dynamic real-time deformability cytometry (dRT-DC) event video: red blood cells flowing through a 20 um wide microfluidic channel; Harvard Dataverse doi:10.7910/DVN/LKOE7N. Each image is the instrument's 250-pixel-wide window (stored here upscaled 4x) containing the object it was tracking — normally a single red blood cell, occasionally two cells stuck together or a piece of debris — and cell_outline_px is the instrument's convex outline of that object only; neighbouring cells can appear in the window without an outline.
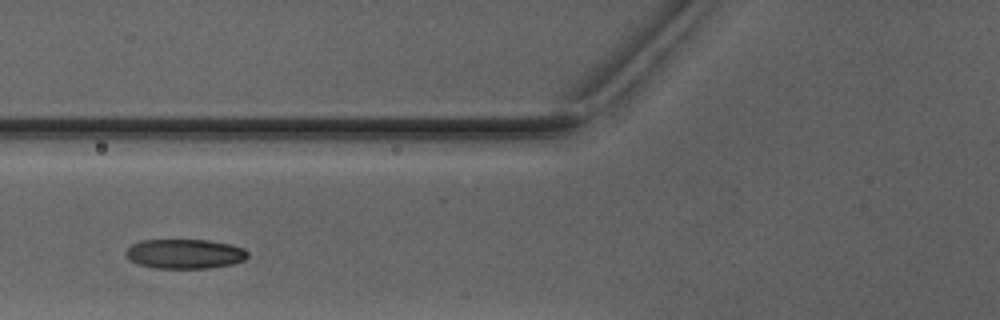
{"species": "Egyptian fruit bat (a non-hibernating species)", "species_latin": "Rousettus aegyptiacus", "temperature_condition": "warm", "stored_images_in_passage": 3, "camera_frame_rate_fps": 3000, "um_per_image_px": 0.085, "animal": {"sex": "male"}, "frame": {"image": 1, "passage_image": 2, "time_ms": 1.333, "image_size_px": [1000, 320], "cell_outline_px": [[248, 256], [244, 260], [232, 264], [208, 268], [156, 268], [140, 264], [132, 260], [124, 252], [132, 244], [140, 240], [208, 240], [228, 244], [244, 248], [248, 252]], "centroid_in_image_um": [15.73, 21.57], "position_along_channel_um": 110.1, "area_um2": 20.81}}
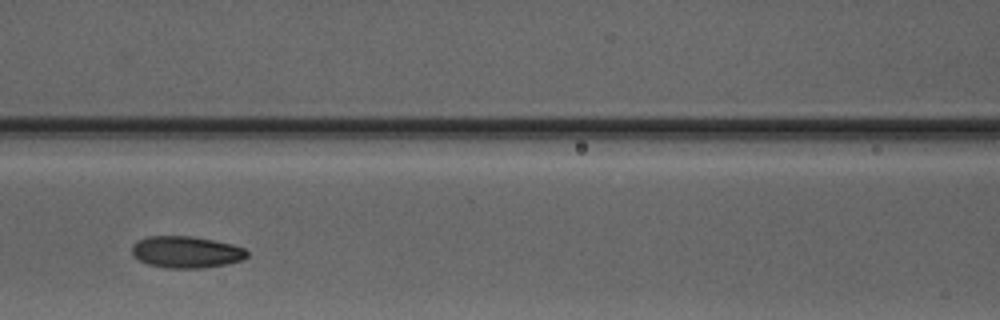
{"frame": {"image": 2, "passage_image": 3, "time_ms": 2.333, "image_size_px": [1000, 320], "cell_outline_px": [[248, 256], [244, 260], [204, 268], [168, 268], [148, 264], [140, 260], [132, 252], [132, 244], [136, 240], [148, 236], [192, 236], [232, 244], [244, 248], [248, 252]], "centroid_in_image_um": [15.84, 21.42], "position_along_channel_um": 150.8, "area_um2": 21.27}}